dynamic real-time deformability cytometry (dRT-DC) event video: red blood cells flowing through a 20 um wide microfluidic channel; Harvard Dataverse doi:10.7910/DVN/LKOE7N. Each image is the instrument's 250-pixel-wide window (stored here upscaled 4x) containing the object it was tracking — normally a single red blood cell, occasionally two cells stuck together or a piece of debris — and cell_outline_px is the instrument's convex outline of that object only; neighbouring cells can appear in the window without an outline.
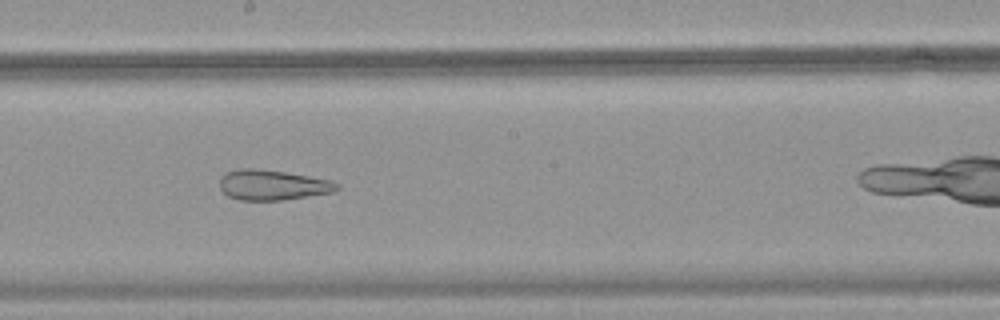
{"species": "common noctule bat (a hibernating species)", "species_latin": "Nyctalus noctula", "temperature_condition": "warm", "stored_images_in_passage": 31, "camera_frame_rate_fps": 3000, "um_per_image_px": 0.085, "animal": {"sex": "female", "body_mass_g": 18.4}, "frame": {"image": 1, "passage_image": 14, "time_ms": 4.333, "image_size_px": [1000, 320], "cell_outline_px": [[340, 188], [332, 192], [308, 196], [280, 200], [240, 200], [228, 196], [220, 188], [220, 176], [224, 172], [240, 168], [252, 168], [284, 172], [332, 180], [340, 184]], "centroid_in_image_um": [23.15, 15.72], "position_along_channel_um": 225.1, "area_um2": 20.63}}